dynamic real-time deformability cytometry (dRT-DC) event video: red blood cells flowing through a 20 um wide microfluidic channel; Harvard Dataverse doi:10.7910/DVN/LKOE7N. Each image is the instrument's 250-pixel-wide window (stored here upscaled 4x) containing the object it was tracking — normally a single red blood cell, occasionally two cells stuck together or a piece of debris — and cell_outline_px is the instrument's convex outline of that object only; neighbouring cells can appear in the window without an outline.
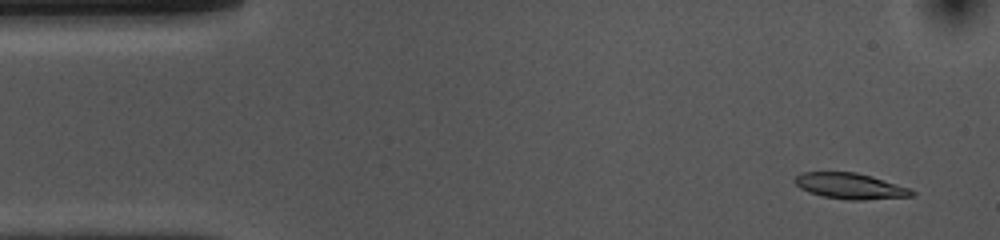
{"species": "common noctule bat (a hibernating species)", "species_latin": "Nyctalus noctula", "temperature_condition": "cold", "stored_images_in_passage": 52, "camera_frame_rate_fps": 3000, "um_per_image_px": 0.085, "animal": {"sex": "female", "body_mass_g": 10.0, "forearm_length_mm": 53.1}, "frame": {"image": 1, "passage_image": 3, "time_ms": 0.667, "image_size_px": [1000, 240], "cell_outline_px": [[916, 192], [912, 196], [864, 200], [848, 200], [820, 196], [808, 192], [800, 188], [792, 180], [796, 176], [804, 172], [856, 172], [872, 176], [908, 188]], "centroid_in_image_um": [72.23, 15.82], "position_along_channel_um": 12.8, "area_um2": 17.63}}
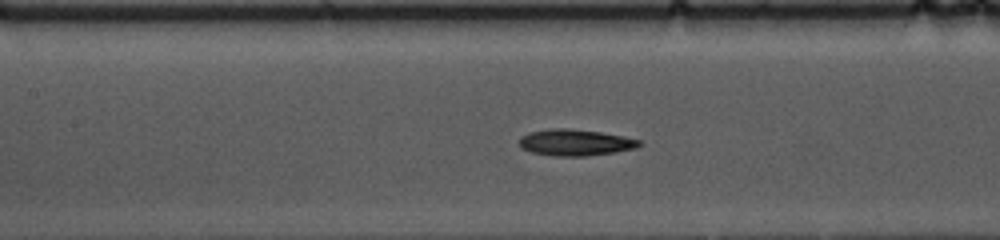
{"frame": {"image": 2, "passage_image": 22, "time_ms": 7.0, "image_size_px": [1000, 240], "cell_outline_px": [[644, 144], [636, 148], [616, 152], [584, 156], [552, 156], [532, 152], [520, 148], [520, 136], [528, 132], [552, 128], [564, 128], [600, 132], [624, 136], [640, 140]], "centroid_in_image_um": [48.9, 12.11], "position_along_channel_um": 158.5, "area_um2": 18.55}}
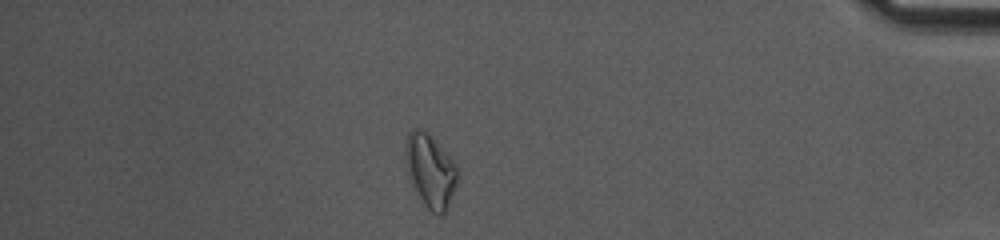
{"frame": {"image": 3, "passage_image": 45, "time_ms": 14.667, "image_size_px": [1000, 240], "cell_outline_px": [[456, 184], [448, 208], [444, 216], [440, 216], [432, 212], [424, 204], [408, 180], [404, 160], [404, 140], [408, 132], [412, 128], [420, 128], [428, 132], [436, 140], [456, 164]], "centroid_in_image_um": [36.52, 14.48], "position_along_channel_um": 398.7, "area_um2": 22.77}, "authors_computed_cell_mechanics": {"area_um2": 18.0336, "velocity_mm_per_s": 3.7126, "shape_relaxation_time_tau1_ms": 9.7029, "shape_relaxation_time_tau2_ms": null, "deformation_change_tau1": 0.2227, "deformation_change_tau2": null}}